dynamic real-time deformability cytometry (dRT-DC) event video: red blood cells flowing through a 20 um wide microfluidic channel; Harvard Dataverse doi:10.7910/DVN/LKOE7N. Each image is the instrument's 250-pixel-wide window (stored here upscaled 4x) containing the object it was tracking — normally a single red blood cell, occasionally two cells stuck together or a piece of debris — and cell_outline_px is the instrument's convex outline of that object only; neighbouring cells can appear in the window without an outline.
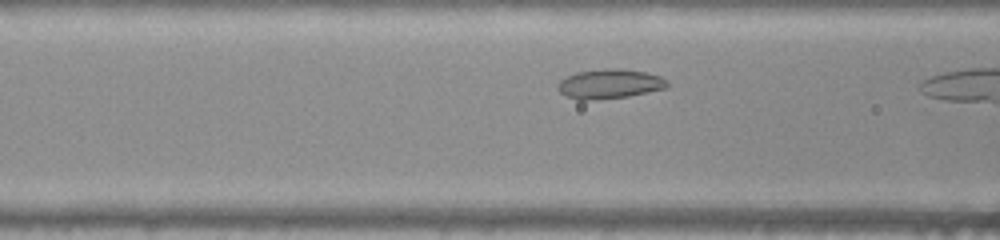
{"species": "common noctule bat (a hibernating species)", "species_latin": "Nyctalus noctula", "temperature_condition": "warm", "stored_images_in_passage": 8, "camera_frame_rate_fps": 3000, "um_per_image_px": 0.085, "animal": {"sex": "female", "body_mass_g": 22.0, "forearm_length_mm": 56.7}, "frame": {"image": 1, "passage_image": 7, "time_ms": 2.0, "image_size_px": [1000, 240], "cell_outline_px": [[668, 88], [628, 96], [588, 100], [576, 100], [564, 96], [556, 88], [556, 84], [560, 80], [576, 72], [616, 68], [620, 68], [648, 72], [660, 76], [668, 84]], "centroid_in_image_um": [51.78, 7.14], "position_along_channel_um": 114.8, "area_um2": 18.84}}